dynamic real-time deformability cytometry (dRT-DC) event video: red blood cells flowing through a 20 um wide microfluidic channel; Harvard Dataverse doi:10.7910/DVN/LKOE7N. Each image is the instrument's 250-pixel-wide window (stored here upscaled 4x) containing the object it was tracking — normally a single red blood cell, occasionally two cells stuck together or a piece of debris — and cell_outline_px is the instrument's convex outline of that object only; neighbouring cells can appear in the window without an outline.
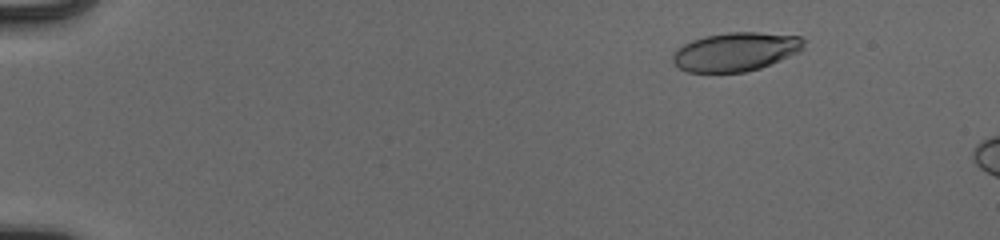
{"species": "human", "species_latin": "Homo sapiens", "temperature_condition": "cold", "stored_images_in_passage": 14, "camera_frame_rate_fps": 3000, "um_per_image_px": 0.085, "donor": {"sex": "male"}, "frame": {"image": 1, "passage_image": 8, "time_ms": 2.333, "image_size_px": [1000, 240], "cell_outline_px": [[804, 48], [800, 52], [760, 68], [744, 72], [688, 72], [672, 64], [672, 56], [676, 48], [692, 40], [704, 36], [728, 32], [756, 32], [800, 36], [804, 40]], "centroid_in_image_um": [62.51, 4.4], "position_along_channel_um": 22.5, "area_um2": 29.71}}